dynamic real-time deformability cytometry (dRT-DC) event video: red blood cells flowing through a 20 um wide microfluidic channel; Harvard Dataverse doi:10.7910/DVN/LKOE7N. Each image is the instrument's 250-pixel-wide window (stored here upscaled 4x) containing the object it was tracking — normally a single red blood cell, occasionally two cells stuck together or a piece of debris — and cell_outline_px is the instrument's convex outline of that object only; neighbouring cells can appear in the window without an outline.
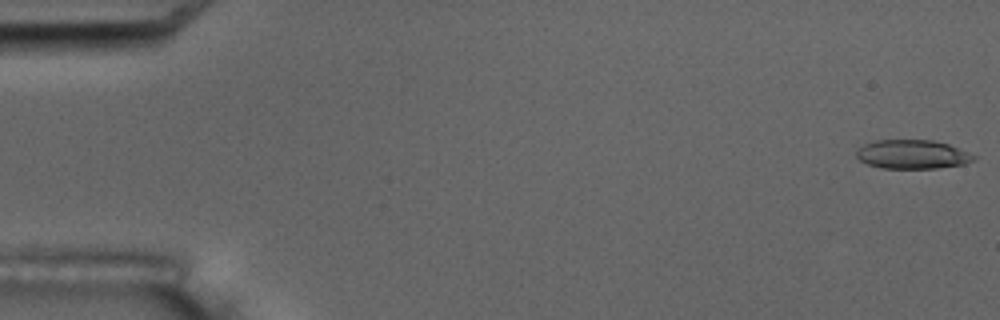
{"species": "common noctule bat (a hibernating species)", "species_latin": "Nyctalus noctula", "temperature_condition": "room temperature", "stored_images_in_passage": 6, "camera_frame_rate_fps": 3000, "um_per_image_px": 0.085, "animal": {"sex": "male", "body_mass_g": 17.5, "forearm_length_mm": 52.3}, "frame": {"image": 1, "passage_image": 1, "time_ms": 0.0, "image_size_px": [1000, 320], "cell_outline_px": [[976, 160], [964, 164], [936, 168], [880, 168], [868, 164], [860, 160], [856, 156], [856, 148], [872, 140], [932, 140], [948, 144], [968, 152], [976, 156]], "centroid_in_image_um": [77.53, 13.11], "position_along_channel_um": 7.5, "area_um2": 19.88}}